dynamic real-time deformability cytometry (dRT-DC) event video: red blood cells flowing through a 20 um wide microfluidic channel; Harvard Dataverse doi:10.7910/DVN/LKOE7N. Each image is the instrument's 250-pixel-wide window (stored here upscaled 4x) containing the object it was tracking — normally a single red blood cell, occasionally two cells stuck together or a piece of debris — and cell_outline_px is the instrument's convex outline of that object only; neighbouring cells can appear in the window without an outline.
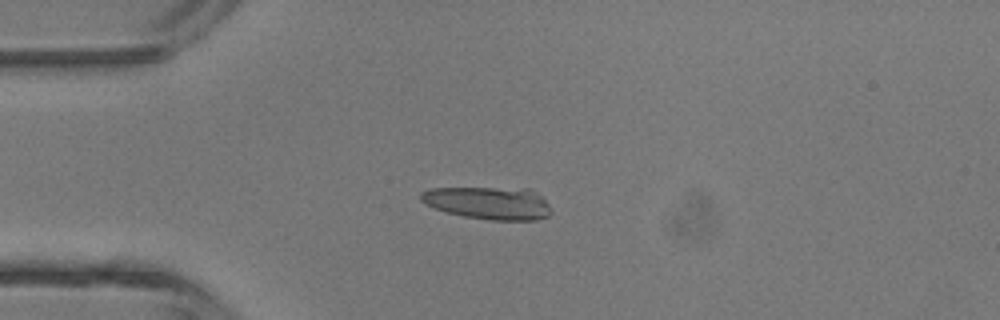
{"species": "common noctule bat (a hibernating species)", "species_latin": "Nyctalus noctula", "temperature_condition": "room temperature", "stored_images_in_passage": 1, "camera_frame_rate_fps": 3000, "um_per_image_px": 0.085, "animal": {"sex": "male", "body_mass_g": 13.3}, "frame": {"image": 1, "passage_image": 1, "time_ms": 0.0, "image_size_px": [1000, 320], "cell_outline_px": [[552, 212], [548, 216], [536, 220], [492, 220], [464, 216], [448, 212], [424, 204], [420, 200], [420, 192], [428, 188], [528, 188], [544, 196]], "centroid_in_image_um": [41.55, 17.24], "position_along_channel_um": 43.4, "area_um2": 24.97}}